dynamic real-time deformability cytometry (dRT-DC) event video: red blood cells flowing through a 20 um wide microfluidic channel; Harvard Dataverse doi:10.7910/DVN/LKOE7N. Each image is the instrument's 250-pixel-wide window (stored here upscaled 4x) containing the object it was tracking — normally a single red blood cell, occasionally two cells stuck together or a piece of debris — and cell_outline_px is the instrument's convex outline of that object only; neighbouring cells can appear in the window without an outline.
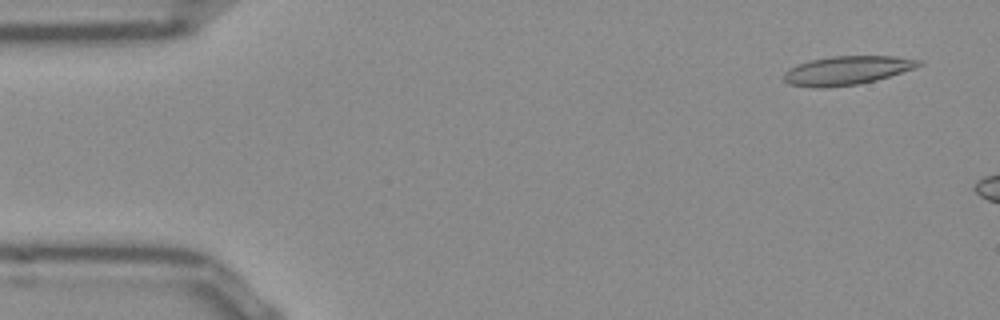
{"species": "Egyptian fruit bat (a non-hibernating species)", "species_latin": "Rousettus aegyptiacus", "temperature_condition": "room temperature", "stored_images_in_passage": 8, "camera_frame_rate_fps": 3000, "um_per_image_px": 0.085, "frame": {"image": 1, "passage_image": 3, "time_ms": 0.667, "image_size_px": [1000, 320], "cell_outline_px": [[924, 64], [916, 68], [876, 80], [860, 84], [820, 88], [816, 88], [792, 84], [784, 80], [784, 72], [788, 68], [796, 64], [808, 60], [832, 56], [896, 56], [924, 60]], "centroid_in_image_um": [72.03, 5.97], "position_along_channel_um": 13.0, "area_um2": 22.83}}